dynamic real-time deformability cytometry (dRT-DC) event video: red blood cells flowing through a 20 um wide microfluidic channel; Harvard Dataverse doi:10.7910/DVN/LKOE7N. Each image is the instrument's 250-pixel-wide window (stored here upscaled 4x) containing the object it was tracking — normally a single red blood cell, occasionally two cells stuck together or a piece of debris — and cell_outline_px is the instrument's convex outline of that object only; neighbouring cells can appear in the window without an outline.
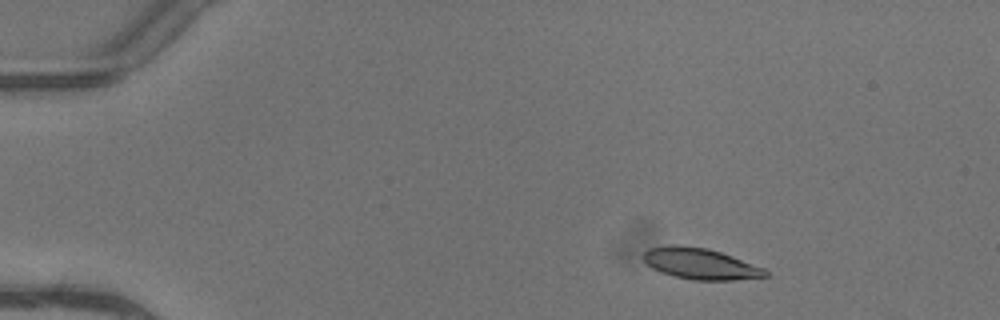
{"species": "common noctule bat (a hibernating species)", "species_latin": "Nyctalus noctula", "temperature_condition": "warm", "stored_images_in_passage": 5, "segment_of_instrument_passage": [1, 2], "camera_frame_rate_fps": 3000, "um_per_image_px": 0.085, "animal": {"sex": "female"}, "frame": {"image": 1, "passage_image": 2, "time_ms": 0.333, "image_size_px": [1000, 320], "cell_outline_px": [[768, 276], [736, 280], [692, 280], [660, 272], [652, 268], [644, 260], [644, 252], [648, 248], [668, 244], [676, 244], [708, 248], [732, 256], [764, 268], [768, 272]], "centroid_in_image_um": [59.52, 22.41], "position_along_channel_um": 25.5, "area_um2": 22.14}}